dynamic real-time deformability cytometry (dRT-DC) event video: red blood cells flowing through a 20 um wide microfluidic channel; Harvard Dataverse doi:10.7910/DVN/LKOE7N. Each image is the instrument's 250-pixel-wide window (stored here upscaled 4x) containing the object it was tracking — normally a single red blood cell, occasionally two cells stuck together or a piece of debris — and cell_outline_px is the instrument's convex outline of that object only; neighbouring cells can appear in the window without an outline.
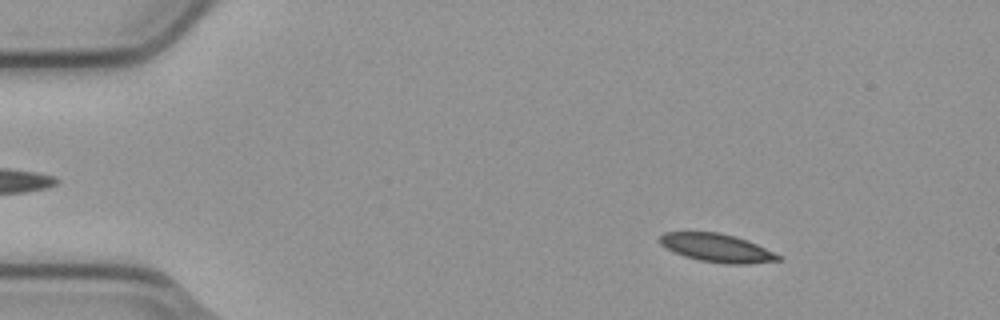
{"species": "common noctule bat (a hibernating species)", "species_latin": "Nyctalus noctula", "temperature_condition": "cold", "stored_images_in_passage": 5, "camera_frame_rate_fps": 3000, "um_per_image_px": 0.085, "animal": {"sex": "male", "body_mass_g": 23.1, "forearm_length_mm": 52.7}, "frame": {"image": 1, "passage_image": 1, "time_ms": 0.0, "image_size_px": [1000, 320], "cell_outline_px": [[784, 256], [780, 260], [748, 264], [724, 264], [700, 260], [684, 256], [660, 244], [660, 236], [664, 232], [716, 232], [736, 236], [748, 240]], "centroid_in_image_um": [61.0, 21.07], "position_along_channel_um": 24.0, "area_um2": 19.54}}
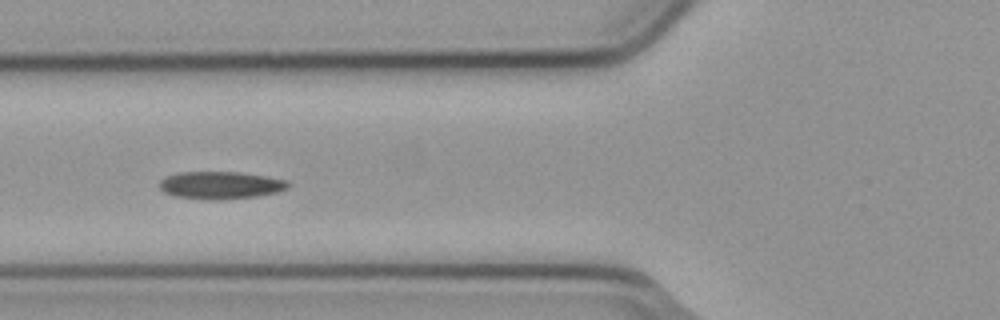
{"frame": {"image": 2, "passage_image": 3, "time_ms": 0.667, "image_size_px": [1000, 320], "cell_outline_px": [[292, 184], [288, 188], [280, 192], [256, 196], [220, 200], [208, 200], [176, 196], [164, 192], [160, 188], [160, 180], [164, 176], [180, 172], [240, 172], [288, 180]], "centroid_in_image_um": [18.78, 15.74], "position_along_channel_um": 107.0, "area_um2": 20.81}}
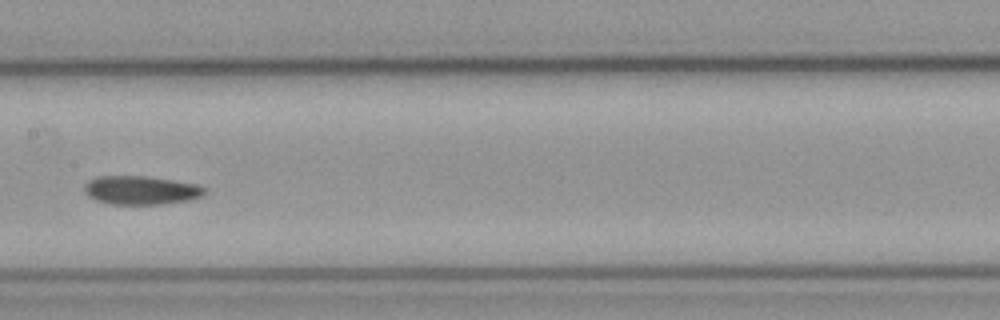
{"frame": {"image": 3, "passage_image": 5, "time_ms": 1.333, "image_size_px": [1000, 320], "cell_outline_px": [[208, 188], [204, 196], [188, 200], [160, 204], [112, 204], [96, 200], [88, 196], [84, 192], [84, 184], [96, 176], [144, 176], [172, 180], [196, 184]], "centroid_in_image_um": [11.99, 16.16], "position_along_channel_um": 195.4, "area_um2": 20.11}}